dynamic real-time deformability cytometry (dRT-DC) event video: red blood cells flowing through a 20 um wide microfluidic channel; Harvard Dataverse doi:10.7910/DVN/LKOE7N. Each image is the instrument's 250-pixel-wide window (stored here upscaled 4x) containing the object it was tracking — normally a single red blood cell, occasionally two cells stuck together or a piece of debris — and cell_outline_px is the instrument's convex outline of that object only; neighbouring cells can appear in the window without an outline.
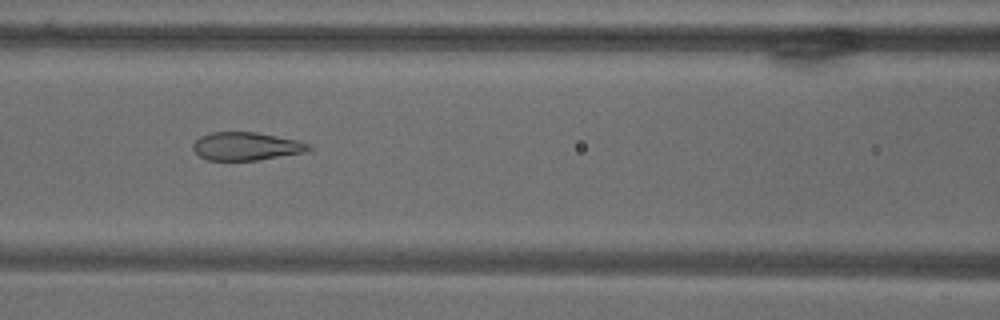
{"species": "common noctule bat (a hibernating species)", "species_latin": "Nyctalus noctula", "temperature_condition": "warm", "stored_images_in_passage": 10, "camera_frame_rate_fps": 3000, "um_per_image_px": 0.085, "animal": {"sex": "male", "body_mass_g": 18.8}, "frame": {"image": 1, "passage_image": 9, "time_ms": 9.333, "image_size_px": [1000, 320], "cell_outline_px": [[316, 148], [304, 152], [260, 160], [208, 160], [200, 156], [192, 148], [192, 144], [200, 136], [212, 132], [256, 132], [300, 140], [312, 144]], "centroid_in_image_um": [20.99, 12.43], "position_along_channel_um": 145.6, "area_um2": 19.19}}
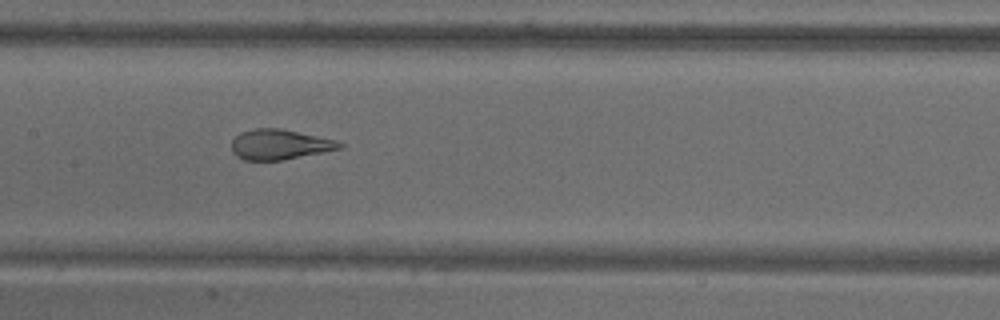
{"frame": {"image": 2, "passage_image": 10, "time_ms": 10.667, "image_size_px": [1000, 320], "cell_outline_px": [[344, 148], [284, 160], [244, 160], [236, 156], [232, 152], [232, 140], [240, 132], [256, 128], [280, 128], [336, 140], [344, 144]], "centroid_in_image_um": [23.78, 12.28], "position_along_channel_um": 183.6, "area_um2": 19.07}}